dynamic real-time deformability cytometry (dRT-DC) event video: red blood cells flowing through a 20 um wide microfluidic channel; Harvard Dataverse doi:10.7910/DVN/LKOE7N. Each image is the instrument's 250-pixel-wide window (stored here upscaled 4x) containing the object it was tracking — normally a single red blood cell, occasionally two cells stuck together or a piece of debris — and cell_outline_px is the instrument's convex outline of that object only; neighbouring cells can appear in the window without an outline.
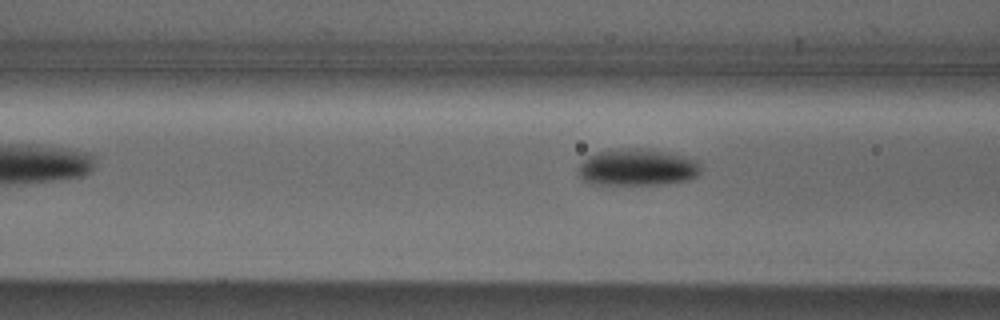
{"species": "Egyptian fruit bat (a non-hibernating species)", "species_latin": "Rousettus aegyptiacus", "temperature_condition": "cold", "stored_images_in_passage": 6, "camera_frame_rate_fps": 3000, "um_per_image_px": 0.085, "animal": {"sex": "male"}, "frame": {"image": 1, "passage_image": 6, "time_ms": 6.0, "image_size_px": [1000, 320], "cell_outline_px": [[700, 172], [696, 176], [688, 180], [664, 184], [596, 184], [584, 180], [576, 172], [580, 164], [588, 156], [596, 152], [628, 148], [648, 148], [668, 152], [684, 156], [696, 160], [700, 164]], "centroid_in_image_um": [54.18, 14.21], "position_along_channel_um": 112.4, "area_um2": 26.3}}